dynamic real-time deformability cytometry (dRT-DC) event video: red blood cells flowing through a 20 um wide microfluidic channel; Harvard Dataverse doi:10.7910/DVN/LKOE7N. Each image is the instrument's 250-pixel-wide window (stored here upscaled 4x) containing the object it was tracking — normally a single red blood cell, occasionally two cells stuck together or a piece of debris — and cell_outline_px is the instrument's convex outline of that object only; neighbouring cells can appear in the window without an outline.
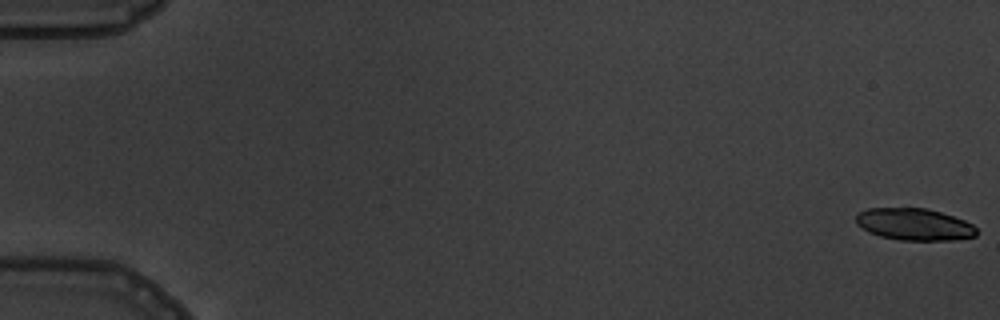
{"species": "common noctule bat (a hibernating species)", "species_latin": "Nyctalus noctula", "temperature_condition": "warm", "stored_images_in_passage": 6, "camera_frame_rate_fps": 3000, "um_per_image_px": 0.085, "animal": {"sex": "male", "body_mass_g": 19.5, "forearm_length_mm": 54.6}, "frame": {"image": 1, "passage_image": 1, "time_ms": 0.0, "image_size_px": [1000, 320], "cell_outline_px": [[976, 236], [956, 240], [900, 240], [880, 236], [868, 232], [856, 224], [856, 216], [860, 212], [868, 208], [924, 208], [940, 212], [964, 220], [972, 224], [976, 228]], "centroid_in_image_um": [77.7, 19.07], "position_along_channel_um": 7.3, "area_um2": 22.37}}
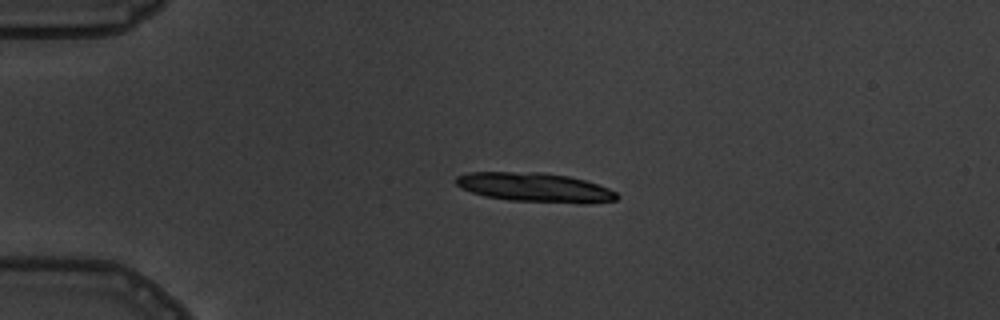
{"frame": {"image": 2, "passage_image": 5, "time_ms": 4.333, "image_size_px": [1000, 320], "cell_outline_px": [[620, 196], [616, 200], [584, 204], [580, 204], [508, 200], [484, 196], [472, 192], [456, 184], [456, 176], [468, 172], [540, 172], [568, 176], [584, 180], [608, 188], [616, 192]], "centroid_in_image_um": [45.49, 15.94], "position_along_channel_um": 39.5, "area_um2": 27.46}}